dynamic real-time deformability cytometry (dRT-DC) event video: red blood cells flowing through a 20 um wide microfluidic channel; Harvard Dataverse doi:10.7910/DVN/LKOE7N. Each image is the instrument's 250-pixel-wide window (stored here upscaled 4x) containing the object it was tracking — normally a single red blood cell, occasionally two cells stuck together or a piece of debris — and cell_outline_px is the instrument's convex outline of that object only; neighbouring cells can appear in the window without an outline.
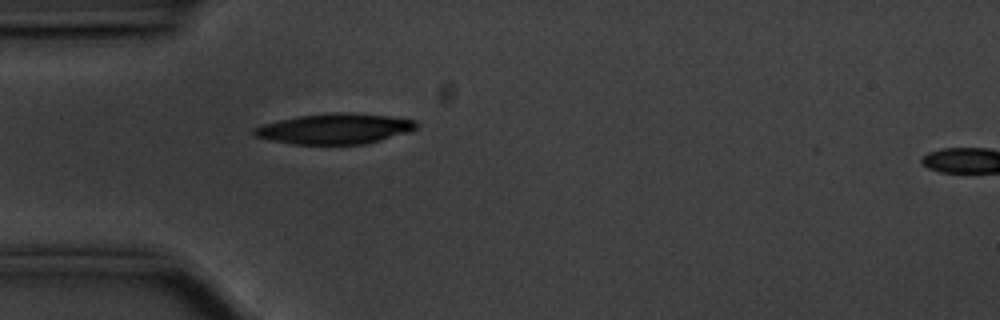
{"species": "common noctule bat (a hibernating species)", "species_latin": "Nyctalus noctula", "temperature_condition": "cold", "stored_images_in_passage": 42, "camera_frame_rate_fps": 3000, "um_per_image_px": 0.085, "animal": {"sex": "male", "body_mass_g": 20.1, "forearm_length_mm": 53.5}, "frame": {"image": 1, "passage_image": 2, "time_ms": 0.333, "image_size_px": [1000, 320], "cell_outline_px": [[420, 124], [416, 128], [408, 132], [380, 140], [364, 144], [292, 144], [268, 140], [256, 136], [252, 132], [252, 128], [264, 124], [280, 120], [300, 116], [332, 112], [352, 112], [388, 116], [416, 120]], "centroid_in_image_um": [28.47, 10.94], "position_along_channel_um": 56.5, "area_um2": 28.78}}
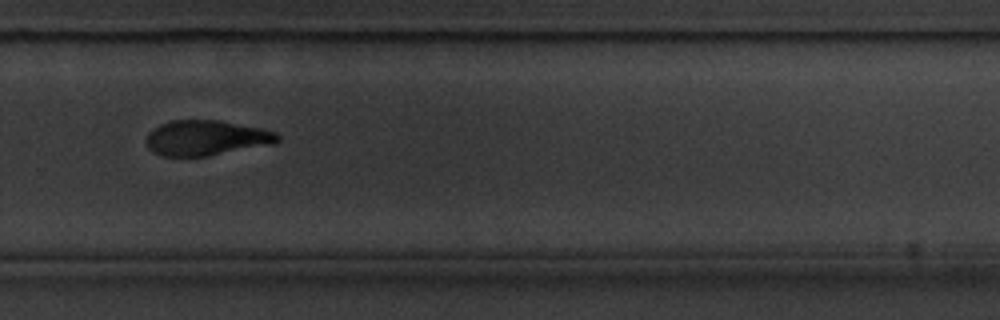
{"frame": {"image": 2, "passage_image": 24, "time_ms": 7.667, "image_size_px": [1000, 320], "cell_outline_px": [[280, 140], [276, 144], [208, 156], [160, 156], [152, 152], [148, 148], [144, 140], [148, 132], [160, 124], [172, 120], [216, 120], [260, 128], [276, 132], [280, 136]], "centroid_in_image_um": [17.51, 11.73], "position_along_channel_um": 312.3, "area_um2": 27.22}}
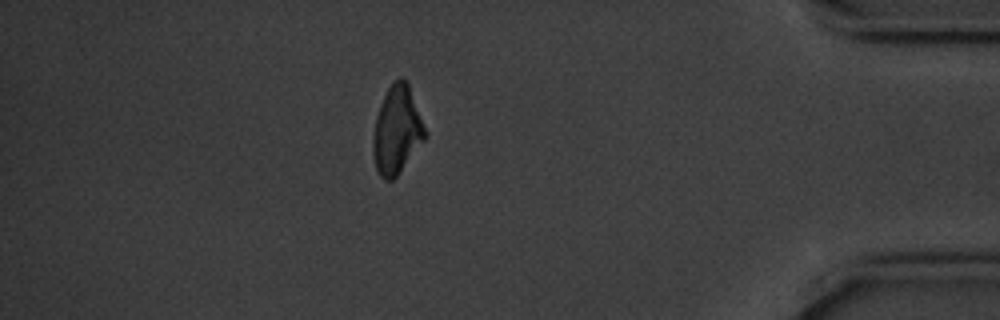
{"frame": {"image": 3, "passage_image": 35, "time_ms": 11.333, "image_size_px": [1000, 320], "cell_outline_px": [[428, 136], [396, 176], [392, 180], [384, 180], [380, 176], [376, 168], [372, 156], [372, 140], [376, 116], [380, 104], [392, 80], [400, 76], [408, 84], [428, 132]], "centroid_in_image_um": [33.73, 11.06], "position_along_channel_um": 401.5, "area_um2": 26.82}, "authors_computed_cell_mechanics": {"area_um2": 27.9463, "velocity_mm_per_s": 3.5445, "shape_relaxation_time_tau1_ms": 3.4823, "shape_relaxation_time_tau2_ms": 4.6312, "deformation_change_tau1": 0.1409, "deformation_change_tau2": 0.117}}